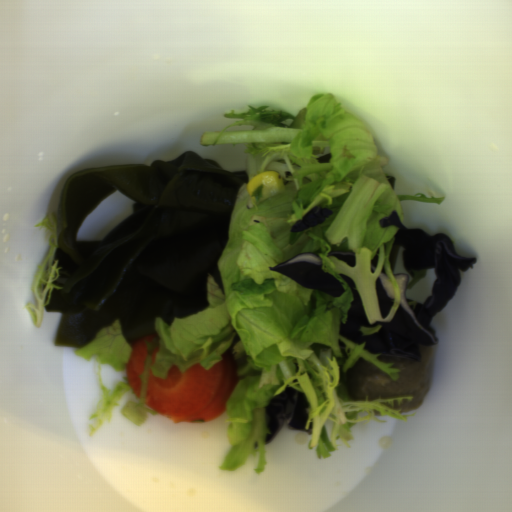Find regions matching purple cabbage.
Listing matches in <instances>:
<instances>
[{"label": "purple cabbage", "instance_id": "3", "mask_svg": "<svg viewBox=\"0 0 512 512\" xmlns=\"http://www.w3.org/2000/svg\"><path fill=\"white\" fill-rule=\"evenodd\" d=\"M309 403L303 393L287 386L273 397L265 408L266 426L271 434H266L265 443L270 444L282 428L303 431L308 423Z\"/></svg>", "mask_w": 512, "mask_h": 512}, {"label": "purple cabbage", "instance_id": "6", "mask_svg": "<svg viewBox=\"0 0 512 512\" xmlns=\"http://www.w3.org/2000/svg\"><path fill=\"white\" fill-rule=\"evenodd\" d=\"M329 256L335 257L338 261H342L348 266L355 267L357 260L355 253H352L350 251H344V250H336L328 252Z\"/></svg>", "mask_w": 512, "mask_h": 512}, {"label": "purple cabbage", "instance_id": "4", "mask_svg": "<svg viewBox=\"0 0 512 512\" xmlns=\"http://www.w3.org/2000/svg\"><path fill=\"white\" fill-rule=\"evenodd\" d=\"M375 291L381 316L383 319L387 318L393 307L395 294L384 266L375 279Z\"/></svg>", "mask_w": 512, "mask_h": 512}, {"label": "purple cabbage", "instance_id": "5", "mask_svg": "<svg viewBox=\"0 0 512 512\" xmlns=\"http://www.w3.org/2000/svg\"><path fill=\"white\" fill-rule=\"evenodd\" d=\"M333 217V212L329 208L316 206L307 211L301 220H297L291 225L290 233H300L311 227L322 225L328 218Z\"/></svg>", "mask_w": 512, "mask_h": 512}, {"label": "purple cabbage", "instance_id": "1", "mask_svg": "<svg viewBox=\"0 0 512 512\" xmlns=\"http://www.w3.org/2000/svg\"><path fill=\"white\" fill-rule=\"evenodd\" d=\"M379 226L397 228L388 260L398 285L400 302L390 321L370 323L354 280L349 274H338L346 280L353 298L347 319L340 324L339 334L355 344L365 343L364 350L369 353L418 362L421 361V345L430 347L438 344L436 329L431 324L459 290L462 284L461 271L474 269L477 259L458 255L456 245L449 235H429L422 228H407L397 210H392L387 217L379 220ZM400 247H404L403 267L409 276L393 273ZM433 267L437 278L432 285V295L423 304L417 303L413 310V306L408 304L411 300L405 297V284L412 280L414 270ZM379 324L382 327L374 335L364 336L360 332L362 325Z\"/></svg>", "mask_w": 512, "mask_h": 512}, {"label": "purple cabbage", "instance_id": "7", "mask_svg": "<svg viewBox=\"0 0 512 512\" xmlns=\"http://www.w3.org/2000/svg\"><path fill=\"white\" fill-rule=\"evenodd\" d=\"M378 258H379V249L377 250L375 256L371 259V262H370L371 273H374L376 270V267L378 265Z\"/></svg>", "mask_w": 512, "mask_h": 512}, {"label": "purple cabbage", "instance_id": "2", "mask_svg": "<svg viewBox=\"0 0 512 512\" xmlns=\"http://www.w3.org/2000/svg\"><path fill=\"white\" fill-rule=\"evenodd\" d=\"M307 288H314L332 297H340L345 287L330 273L324 271L323 261L313 252L301 253L268 267Z\"/></svg>", "mask_w": 512, "mask_h": 512}]
</instances>
